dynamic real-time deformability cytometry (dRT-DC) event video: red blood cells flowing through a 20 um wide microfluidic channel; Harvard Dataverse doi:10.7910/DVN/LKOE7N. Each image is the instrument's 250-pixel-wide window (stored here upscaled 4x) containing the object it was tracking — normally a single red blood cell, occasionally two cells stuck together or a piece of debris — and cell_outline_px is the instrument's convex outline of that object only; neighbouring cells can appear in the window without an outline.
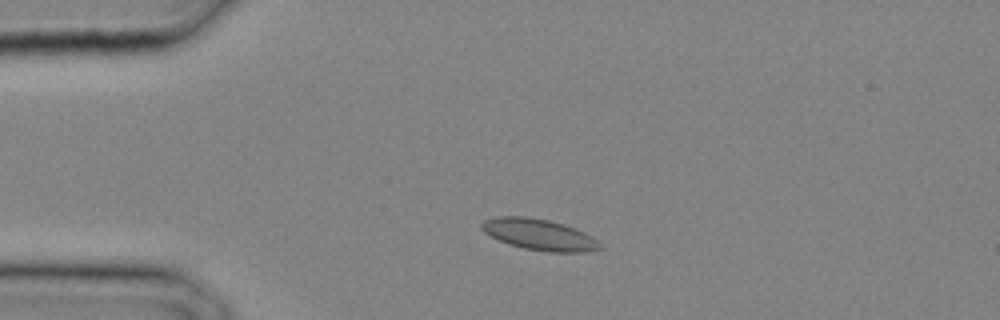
{"species": "common noctule bat (a hibernating species)", "species_latin": "Nyctalus noctula", "temperature_condition": "cold", "stored_images_in_passage": 13, "camera_frame_rate_fps": 3000, "um_per_image_px": 0.085, "animal": {"sex": "male", "body_mass_g": 20.4}, "frame": {"image": 1, "passage_image": 5, "time_ms": 1.333, "image_size_px": [1000, 320], "cell_outline_px": [[604, 248], [584, 252], [548, 252], [524, 248], [508, 244], [484, 232], [480, 228], [480, 224], [484, 220], [496, 216], [524, 216], [548, 220], [564, 224], [584, 232], [592, 236]], "centroid_in_image_um": [45.82, 19.93], "position_along_channel_um": 39.2, "area_um2": 21.44}}
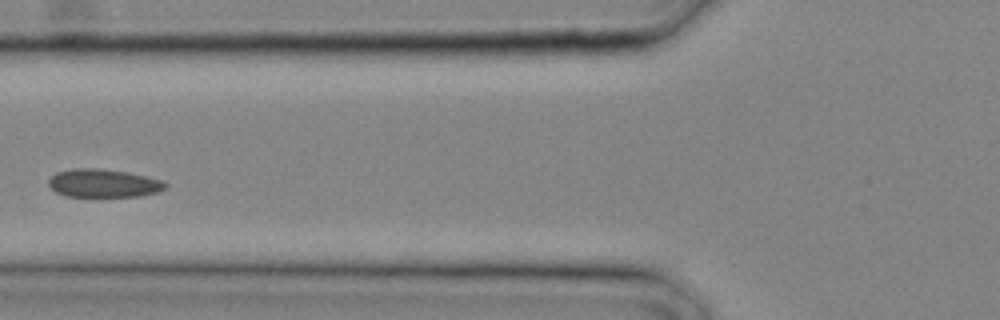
{"frame": {"image": 2, "passage_image": 10, "time_ms": 3.0, "image_size_px": [1000, 320], "cell_outline_px": [[168, 188], [156, 192], [140, 196], [64, 196], [56, 192], [48, 184], [48, 180], [56, 172], [72, 168], [96, 168], [128, 172], [164, 180], [168, 184]], "centroid_in_image_um": [8.82, 15.57], "position_along_channel_um": 117.0, "area_um2": 19.31}}
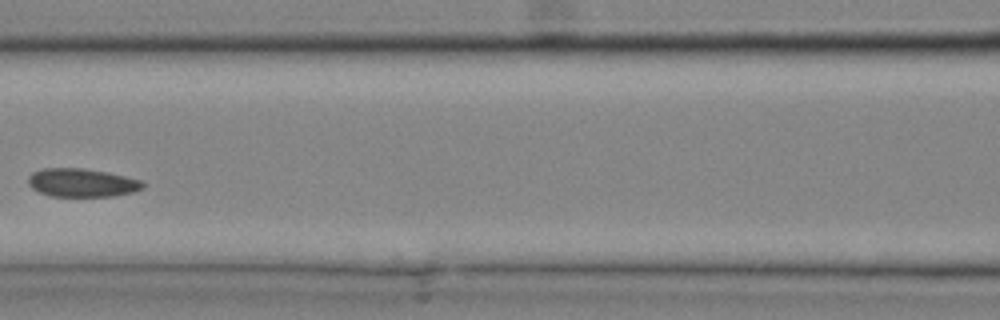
{"frame": {"image": 3, "passage_image": 12, "time_ms": 3.667, "image_size_px": [1000, 320], "cell_outline_px": [[144, 188], [132, 192], [112, 196], [48, 196], [32, 188], [28, 184], [28, 176], [32, 172], [44, 168], [80, 168], [104, 172], [144, 180]], "centroid_in_image_um": [6.95, 15.53], "position_along_channel_um": 159.7, "area_um2": 18.9}}